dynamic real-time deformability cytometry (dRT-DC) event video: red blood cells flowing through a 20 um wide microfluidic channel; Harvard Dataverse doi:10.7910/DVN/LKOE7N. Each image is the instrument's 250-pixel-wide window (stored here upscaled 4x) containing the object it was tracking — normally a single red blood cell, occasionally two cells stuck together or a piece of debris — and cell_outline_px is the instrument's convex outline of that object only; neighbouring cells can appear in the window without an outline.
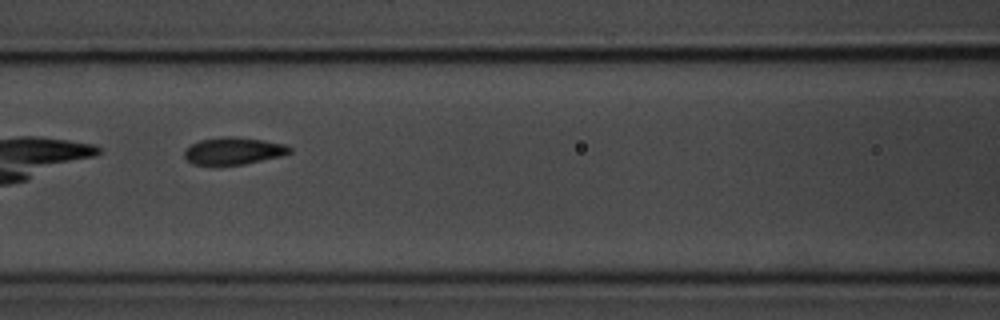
{"species": "common noctule bat (a hibernating species)", "species_latin": "Nyctalus noctula", "temperature_condition": "room temperature", "stored_images_in_passage": 13, "camera_frame_rate_fps": 3000, "um_per_image_px": 0.085, "animal": {"sex": "male", "body_mass_g": 20.1, "forearm_length_mm": 53.5}, "frame": {"image": 1, "passage_image": 6, "time_ms": 6.667, "image_size_px": [1000, 320], "cell_outline_px": [[292, 152], [280, 156], [244, 164], [216, 168], [192, 164], [184, 156], [184, 148], [200, 140], [220, 136], [232, 136], [264, 140], [288, 144], [292, 148]], "centroid_in_image_um": [19.81, 12.86], "position_along_channel_um": 146.8, "area_um2": 17.46}}